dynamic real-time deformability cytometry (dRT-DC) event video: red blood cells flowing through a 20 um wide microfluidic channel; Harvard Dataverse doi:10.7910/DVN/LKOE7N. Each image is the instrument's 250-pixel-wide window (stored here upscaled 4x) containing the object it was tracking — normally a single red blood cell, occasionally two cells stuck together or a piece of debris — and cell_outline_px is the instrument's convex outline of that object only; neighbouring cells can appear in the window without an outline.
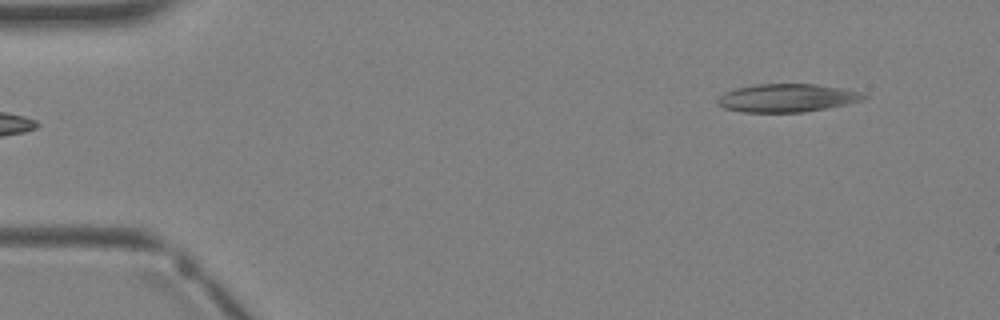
{"species": "Egyptian fruit bat (a non-hibernating species)", "species_latin": "Rousettus aegyptiacus", "temperature_condition": "warm", "stored_images_in_passage": 2, "camera_frame_rate_fps": 3000, "um_per_image_px": 0.085, "animal": {"sex": "female"}, "frame": {"image": 1, "passage_image": 2, "time_ms": 1.333, "image_size_px": [1000, 320], "cell_outline_px": [[868, 96], [864, 100], [828, 108], [804, 112], [744, 112], [724, 108], [716, 104], [716, 100], [724, 92], [736, 88], [756, 84], [816, 84], [844, 88], [860, 92]], "centroid_in_image_um": [66.9, 8.32], "position_along_channel_um": 18.1, "area_um2": 24.1}}